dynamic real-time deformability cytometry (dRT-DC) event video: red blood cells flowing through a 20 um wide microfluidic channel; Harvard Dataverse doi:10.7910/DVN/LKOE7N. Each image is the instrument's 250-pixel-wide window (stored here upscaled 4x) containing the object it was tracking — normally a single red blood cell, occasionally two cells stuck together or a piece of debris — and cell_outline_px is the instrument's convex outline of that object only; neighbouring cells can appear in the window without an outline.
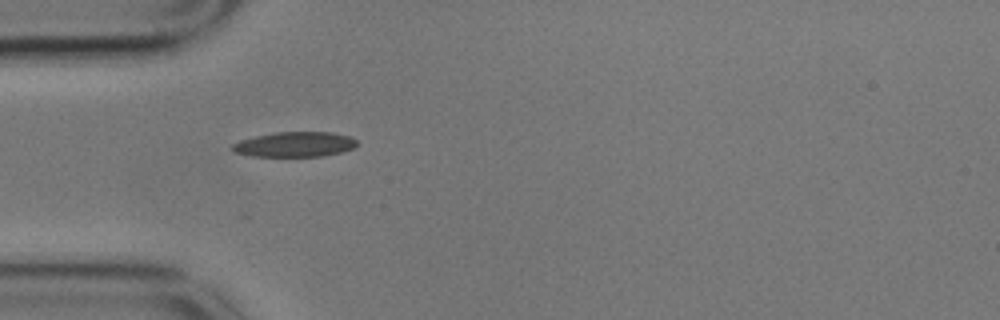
{"species": "common noctule bat (a hibernating species)", "species_latin": "Nyctalus noctula", "temperature_condition": "cold", "stored_images_in_passage": 41, "camera_frame_rate_fps": 3000, "um_per_image_px": 0.085, "animal": {"sex": "male", "body_mass_g": 17.9}, "frame": {"image": 1, "passage_image": 1, "time_ms": 0.0, "image_size_px": [1000, 320], "cell_outline_px": [[356, 144], [352, 148], [340, 152], [324, 156], [252, 156], [232, 152], [228, 148], [232, 144], [240, 140], [256, 136], [276, 132], [332, 132], [348, 136], [356, 140]], "centroid_in_image_um": [24.98, 12.27], "position_along_channel_um": 60.0, "area_um2": 18.15}}
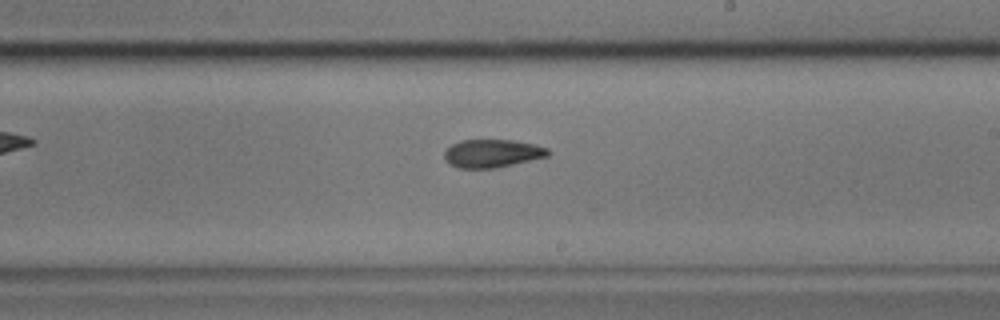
{"frame": {"image": 2, "passage_image": 17, "time_ms": 5.333, "image_size_px": [1000, 320], "cell_outline_px": [[552, 152], [548, 156], [496, 168], [456, 168], [448, 164], [444, 160], [444, 152], [452, 144], [460, 140], [512, 140], [536, 144], [548, 148]], "centroid_in_image_um": [41.83, 13.04], "position_along_channel_um": 247.2, "area_um2": 17.17}}
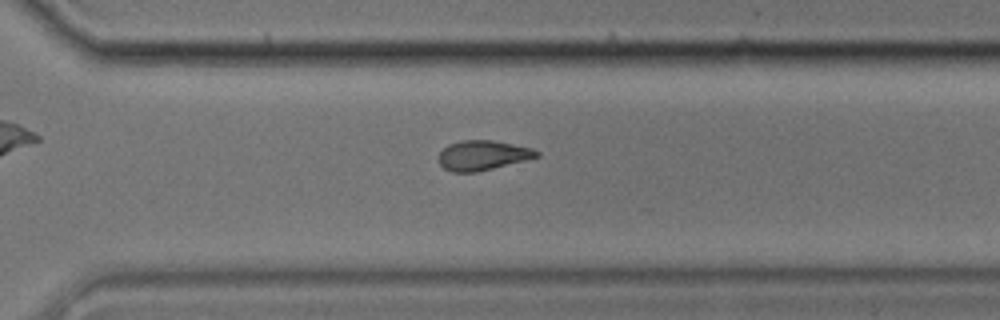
{"frame": {"image": 3, "passage_image": 24, "time_ms": 7.667, "image_size_px": [1000, 320], "cell_outline_px": [[540, 156], [476, 172], [452, 172], [444, 168], [440, 164], [440, 152], [448, 144], [460, 140], [492, 140], [532, 148], [540, 152]], "centroid_in_image_um": [41.02, 13.19], "position_along_channel_um": 329.6, "area_um2": 16.76}, "authors_computed_cell_mechanics": {"area_um2": 17.918, "velocity_mm_per_s": 3.5407, "shape_relaxation_time_tau1_ms": null, "shape_relaxation_time_tau2_ms": 6.1913, "deformation_change_tau1": null, "deformation_change_tau2": 0.1373}}